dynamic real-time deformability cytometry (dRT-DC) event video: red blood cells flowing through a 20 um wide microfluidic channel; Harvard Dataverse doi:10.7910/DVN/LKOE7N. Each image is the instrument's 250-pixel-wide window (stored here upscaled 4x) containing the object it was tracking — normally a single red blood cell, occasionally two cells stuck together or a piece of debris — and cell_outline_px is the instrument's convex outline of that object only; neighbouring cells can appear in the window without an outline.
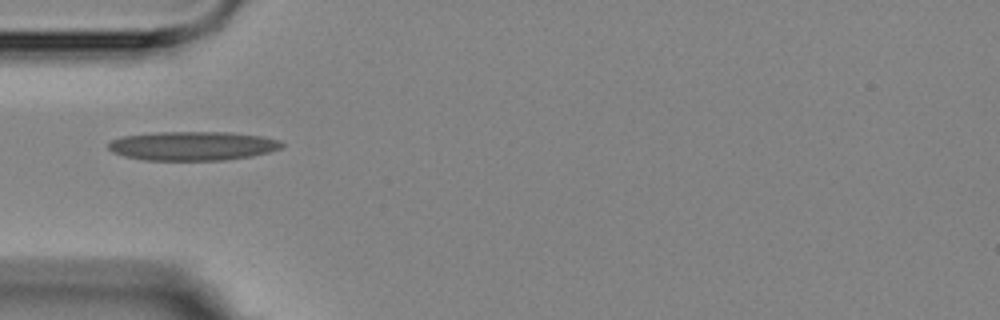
{"species": "Egyptian fruit bat (a non-hibernating species)", "species_latin": "Rousettus aegyptiacus", "temperature_condition": "room temperature", "stored_images_in_passage": 12, "camera_frame_rate_fps": 3000, "um_per_image_px": 0.085, "animal": {"sex": "female"}, "frame": {"image": 1, "passage_image": 1, "time_ms": 0.0, "image_size_px": [1000, 320], "cell_outline_px": [[284, 144], [280, 148], [268, 152], [252, 156], [224, 160], [144, 160], [124, 156], [112, 152], [108, 148], [108, 144], [112, 140], [120, 136], [152, 132], [232, 132], [260, 136], [280, 140]], "centroid_in_image_um": [16.34, 12.39], "position_along_channel_um": 68.7, "area_um2": 29.48}}
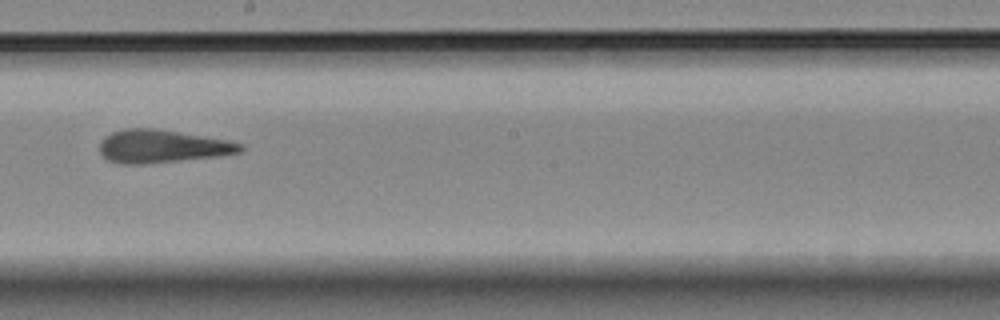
{"frame": {"image": 2, "passage_image": 5, "time_ms": 4.667, "image_size_px": [1000, 320], "cell_outline_px": [[244, 148], [240, 152], [220, 156], [144, 164], [120, 164], [108, 160], [100, 156], [100, 140], [104, 136], [112, 132], [124, 128], [152, 128], [228, 140], [244, 144]], "centroid_in_image_um": [13.74, 12.44], "position_along_channel_um": 234.5, "area_um2": 27.17}}
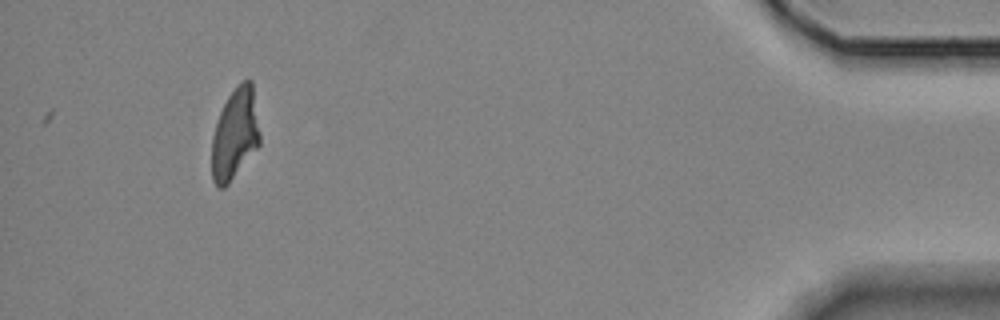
{"frame": {"image": 3, "passage_image": 11, "time_ms": 11.667, "image_size_px": [1000, 320], "cell_outline_px": [[260, 144], [228, 184], [224, 188], [216, 188], [212, 180], [212, 136], [220, 112], [228, 96], [236, 84], [240, 80], [252, 80], [260, 132]], "centroid_in_image_um": [19.97, 11.38], "position_along_channel_um": 415.2, "area_um2": 25.66}, "authors_computed_cell_mechanics": {"area_um2": 26.7325, "velocity_mm_per_s": 3.5217, "shape_relaxation_time_tau1_ms": 3.5787, "shape_relaxation_time_tau2_ms": null, "deformation_change_tau1": 0.1235, "deformation_change_tau2": null}}